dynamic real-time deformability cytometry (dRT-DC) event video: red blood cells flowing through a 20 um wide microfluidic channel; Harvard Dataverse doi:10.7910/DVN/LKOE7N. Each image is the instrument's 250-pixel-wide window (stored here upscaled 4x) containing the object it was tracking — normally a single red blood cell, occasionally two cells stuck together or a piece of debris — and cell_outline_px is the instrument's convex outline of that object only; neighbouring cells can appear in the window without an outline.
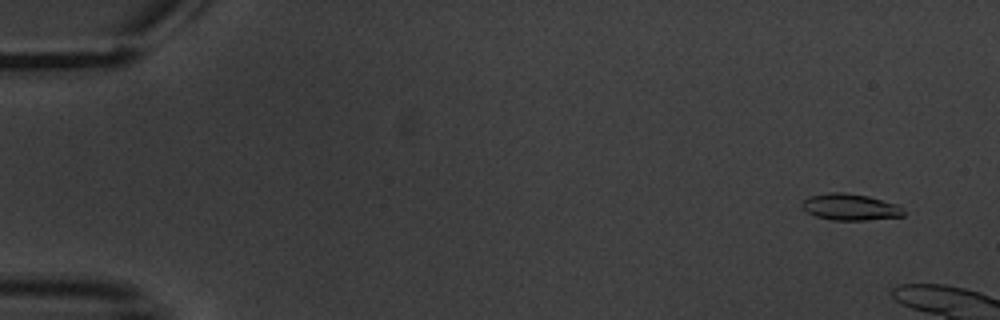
{"species": "common noctule bat (a hibernating species)", "species_latin": "Nyctalus noctula", "temperature_condition": "warm", "stored_images_in_passage": 11, "camera_frame_rate_fps": 3000, "um_per_image_px": 0.085, "animal": {"sex": "male", "body_mass_g": 20.1, "forearm_length_mm": 53.5}, "frame": {"image": 1, "passage_image": 2, "time_ms": 1.0, "image_size_px": [1000, 320], "cell_outline_px": [[904, 216], [864, 220], [832, 220], [816, 216], [808, 212], [804, 208], [804, 200], [812, 196], [828, 192], [844, 192], [868, 196], [900, 204], [904, 212]], "centroid_in_image_um": [72.34, 17.59], "position_along_channel_um": 12.7, "area_um2": 15.55}}
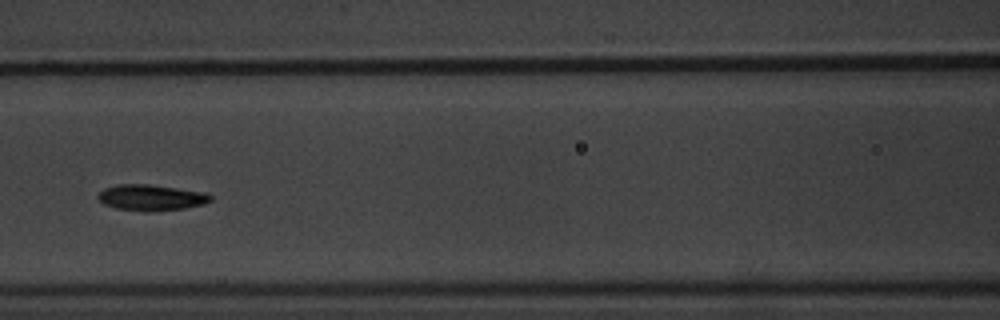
{"frame": {"image": 2, "passage_image": 10, "time_ms": 11.333, "image_size_px": [1000, 320], "cell_outline_px": [[212, 200], [204, 204], [184, 208], [152, 212], [148, 212], [116, 208], [104, 204], [96, 196], [104, 188], [120, 184], [148, 184], [208, 192], [212, 196]], "centroid_in_image_um": [12.88, 16.79], "position_along_channel_um": 153.7, "area_um2": 17.17}}
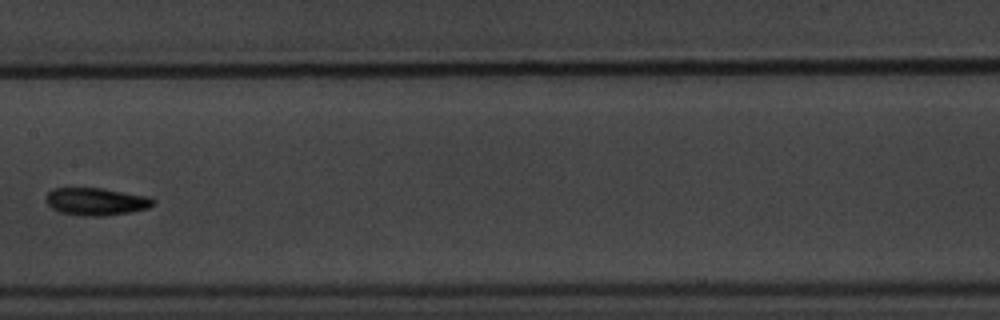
{"frame": {"image": 3, "passage_image": 11, "time_ms": 12.667, "image_size_px": [1000, 320], "cell_outline_px": [[156, 204], [148, 208], [128, 212], [104, 216], [80, 216], [60, 212], [52, 208], [44, 200], [44, 196], [52, 188], [104, 188], [148, 196], [156, 200]], "centroid_in_image_um": [8.16, 17.12], "position_along_channel_um": 199.2, "area_um2": 17.46}}